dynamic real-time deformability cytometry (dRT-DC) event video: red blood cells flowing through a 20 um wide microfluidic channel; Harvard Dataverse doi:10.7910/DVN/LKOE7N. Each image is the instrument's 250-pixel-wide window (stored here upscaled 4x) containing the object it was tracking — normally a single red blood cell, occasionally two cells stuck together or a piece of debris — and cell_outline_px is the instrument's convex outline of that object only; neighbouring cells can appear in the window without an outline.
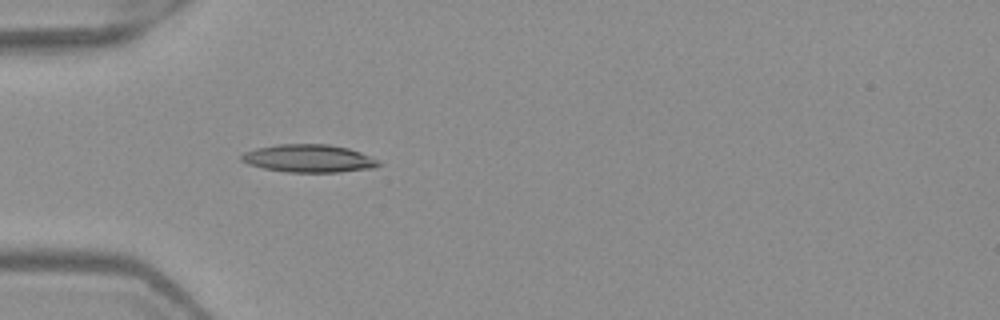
{"species": "Egyptian fruit bat (a non-hibernating species)", "species_latin": "Rousettus aegyptiacus", "temperature_condition": "warm", "stored_images_in_passage": 5, "camera_frame_rate_fps": 3000, "um_per_image_px": 0.085, "frame": {"image": 1, "passage_image": 5, "time_ms": 1.333, "image_size_px": [1000, 320], "cell_outline_px": [[384, 164], [372, 168], [340, 172], [288, 172], [264, 168], [248, 164], [240, 160], [240, 156], [244, 152], [256, 148], [276, 144], [328, 144], [348, 148], [360, 152]], "centroid_in_image_um": [26.22, 13.46], "position_along_channel_um": 58.8, "area_um2": 22.2}}